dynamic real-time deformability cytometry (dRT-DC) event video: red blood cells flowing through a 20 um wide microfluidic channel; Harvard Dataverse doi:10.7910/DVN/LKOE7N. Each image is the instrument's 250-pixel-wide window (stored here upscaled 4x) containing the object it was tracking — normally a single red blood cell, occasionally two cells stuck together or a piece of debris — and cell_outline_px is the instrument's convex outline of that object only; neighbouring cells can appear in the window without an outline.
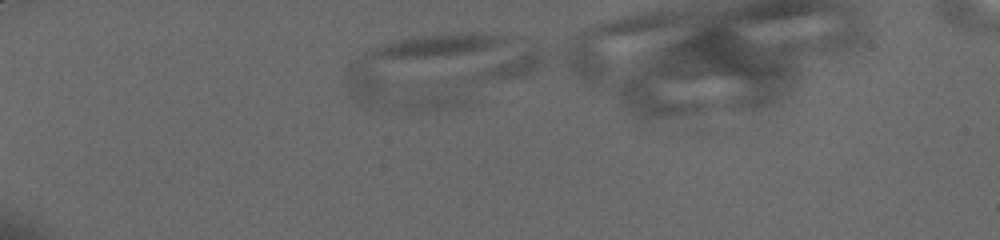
{"species": "human", "species_latin": "Homo sapiens", "temperature_condition": "cold", "stored_images_in_passage": 13, "camera_frame_rate_fps": 3000, "um_per_image_px": 0.085, "donor": {"sex": "male"}, "frame": {"image": 1, "passage_image": 12, "time_ms": 2.333, "image_size_px": [1000, 240], "cell_outline_px": [[504, 40], [500, 44], [392, 104], [384, 108], [356, 100], [348, 92], [344, 84], [344, 68], [352, 60], [364, 52], [384, 44], [400, 40], [420, 36], [456, 32], [480, 32], [504, 36]], "centroid_in_image_um": [35.0, 5.5], "position_along_channel_um": 50.0, "area_um2": 48.09}}